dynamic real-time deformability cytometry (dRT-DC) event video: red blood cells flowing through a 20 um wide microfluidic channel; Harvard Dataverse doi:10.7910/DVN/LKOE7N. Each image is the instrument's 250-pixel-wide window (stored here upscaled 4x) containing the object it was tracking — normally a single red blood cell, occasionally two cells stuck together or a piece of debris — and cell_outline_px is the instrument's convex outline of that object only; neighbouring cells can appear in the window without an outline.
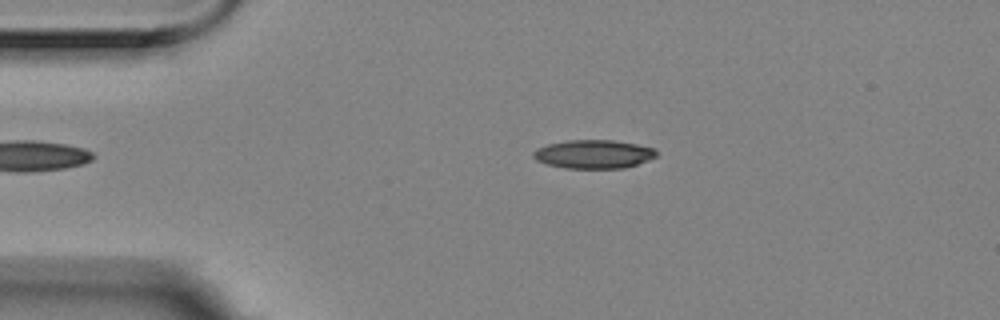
{"species": "Egyptian fruit bat (a non-hibernating species)", "species_latin": "Rousettus aegyptiacus", "temperature_condition": "room temperature", "stored_images_in_passage": 2, "camera_frame_rate_fps": 3000, "um_per_image_px": 0.085, "animal": {"sex": "female"}, "frame": {"image": 1, "passage_image": 2, "time_ms": 0.333, "image_size_px": [1000, 320], "cell_outline_px": [[656, 156], [648, 160], [624, 168], [564, 168], [548, 164], [536, 160], [532, 156], [532, 152], [536, 148], [548, 144], [568, 140], [612, 140], [636, 144], [656, 148]], "centroid_in_image_um": [50.44, 13.1], "position_along_channel_um": 34.6, "area_um2": 20.46}}